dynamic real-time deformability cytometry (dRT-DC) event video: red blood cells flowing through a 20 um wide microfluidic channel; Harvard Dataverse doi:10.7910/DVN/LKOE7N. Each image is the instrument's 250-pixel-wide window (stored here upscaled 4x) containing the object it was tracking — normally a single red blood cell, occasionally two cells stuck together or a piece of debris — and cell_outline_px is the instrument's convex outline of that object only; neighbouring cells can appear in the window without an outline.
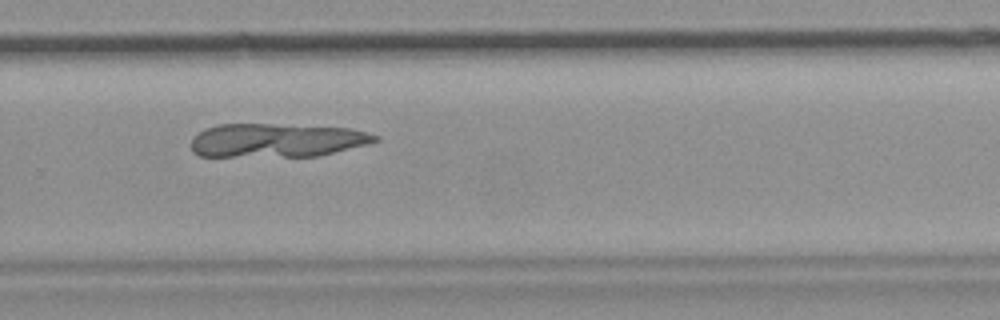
{"species": "common noctule bat (a hibernating species)", "species_latin": "Nyctalus noctula", "temperature_condition": "room temperature", "stored_images_in_passage": 40, "camera_frame_rate_fps": 3000, "um_per_image_px": 0.085, "animal": {"sex": "female", "body_mass_g": 19.9}, "frame": {"image": 1, "passage_image": 29, "time_ms": 9.333, "image_size_px": [1000, 320], "cell_outline_px": [[380, 140], [368, 144], [316, 156], [200, 156], [192, 152], [192, 140], [204, 128], [216, 124], [268, 124], [348, 128], [380, 136]], "centroid_in_image_um": [23.5, 11.92], "position_along_channel_um": 306.3, "area_um2": 35.84}}